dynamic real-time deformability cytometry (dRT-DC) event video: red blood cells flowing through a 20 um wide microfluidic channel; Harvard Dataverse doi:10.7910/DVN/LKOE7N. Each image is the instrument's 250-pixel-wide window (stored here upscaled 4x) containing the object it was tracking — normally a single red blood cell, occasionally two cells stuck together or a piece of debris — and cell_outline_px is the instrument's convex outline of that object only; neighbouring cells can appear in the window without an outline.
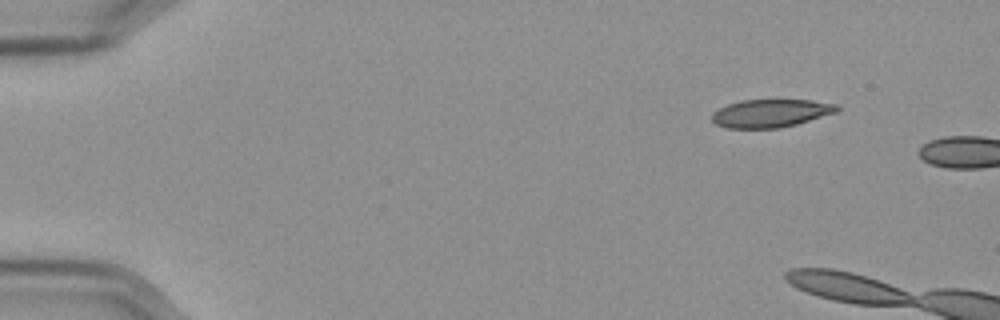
{"species": "Egyptian fruit bat (a non-hibernating species)", "species_latin": "Rousettus aegyptiacus", "temperature_condition": "cold", "stored_images_in_passage": 4, "camera_frame_rate_fps": 3000, "um_per_image_px": 0.085, "frame": {"image": 1, "passage_image": 1, "time_ms": 0.0, "image_size_px": [1000, 320], "cell_outline_px": [[840, 108], [836, 112], [796, 124], [780, 128], [728, 128], [716, 124], [712, 120], [712, 112], [728, 104], [740, 100], [776, 96], [812, 100], [840, 104]], "centroid_in_image_um": [65.55, 9.56], "position_along_channel_um": 19.5, "area_um2": 21.44}}